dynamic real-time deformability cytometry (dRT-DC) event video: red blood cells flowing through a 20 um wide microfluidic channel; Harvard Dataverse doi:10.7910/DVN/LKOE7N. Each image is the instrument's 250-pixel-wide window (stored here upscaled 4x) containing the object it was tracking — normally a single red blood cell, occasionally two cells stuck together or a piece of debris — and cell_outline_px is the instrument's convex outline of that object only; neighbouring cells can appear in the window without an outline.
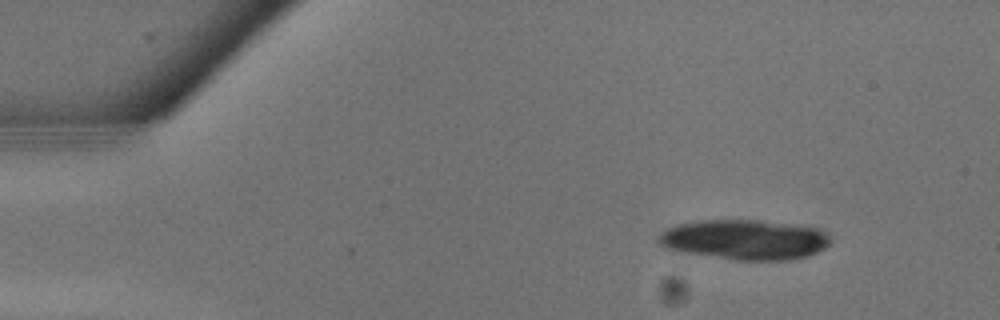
{"species": "common noctule bat (a hibernating species)", "species_latin": "Nyctalus noctula", "temperature_condition": "warm", "stored_images_in_passage": 9, "camera_frame_rate_fps": 3000, "um_per_image_px": 0.085, "animal": {"sex": "male", "body_mass_g": 13.3}, "frame": {"image": 1, "passage_image": 2, "time_ms": 0.333, "image_size_px": [1000, 320], "cell_outline_px": [[832, 240], [824, 248], [808, 256], [792, 260], [732, 260], [680, 252], [668, 248], [660, 244], [660, 236], [668, 228], [680, 224], [700, 220], [760, 220], [808, 224], [820, 228]], "centroid_in_image_um": [63.4, 20.36], "position_along_channel_um": 21.6, "area_um2": 40.52}}